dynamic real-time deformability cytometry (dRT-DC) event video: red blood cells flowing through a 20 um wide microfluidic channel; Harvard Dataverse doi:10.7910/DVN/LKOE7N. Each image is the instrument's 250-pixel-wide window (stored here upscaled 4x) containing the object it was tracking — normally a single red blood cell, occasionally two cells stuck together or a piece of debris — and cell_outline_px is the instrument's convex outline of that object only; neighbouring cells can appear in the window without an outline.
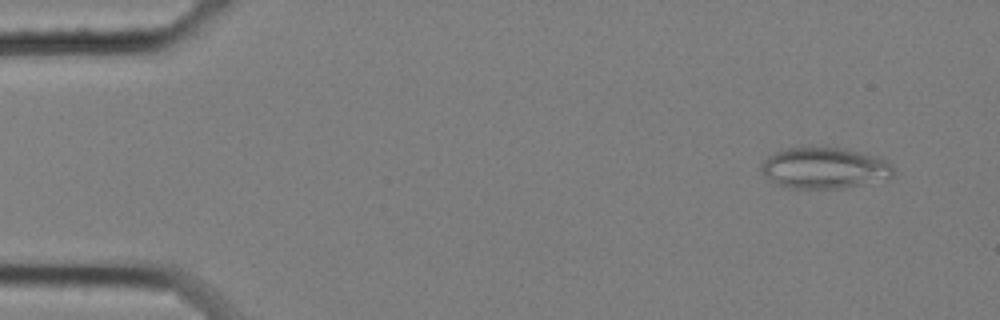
{"species": "common noctule bat (a hibernating species)", "species_latin": "Nyctalus noctula", "temperature_condition": "cold", "stored_images_in_passage": 58, "camera_frame_rate_fps": 3000, "um_per_image_px": 0.085, "animal": {"sex": "female", "body_mass_g": 25.1}, "frame": {"image": 1, "passage_image": 5, "time_ms": 1.333, "image_size_px": [1000, 320], "cell_outline_px": [[892, 176], [888, 180], [844, 188], [792, 188], [780, 184], [768, 176], [760, 168], [764, 160], [768, 156], [776, 152], [788, 148], [840, 148], [860, 152], [888, 160], [892, 164]], "centroid_in_image_um": [70.16, 14.29], "position_along_channel_um": 14.8, "area_um2": 31.21}}
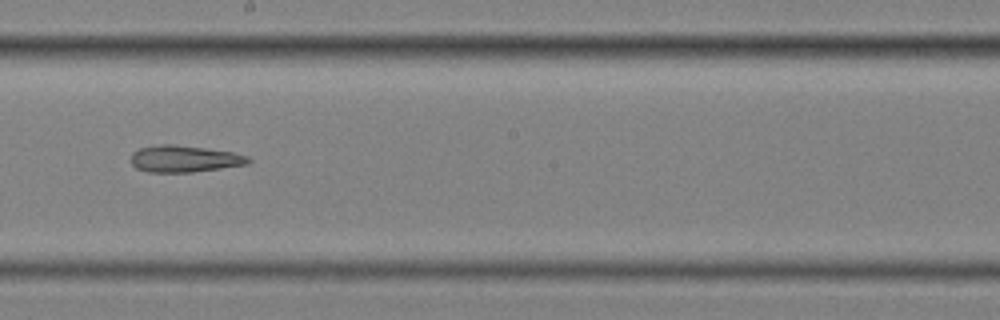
{"frame": {"image": 2, "passage_image": 33, "time_ms": 10.667, "image_size_px": [1000, 320], "cell_outline_px": [[252, 160], [248, 164], [192, 172], [148, 172], [136, 168], [132, 164], [132, 152], [140, 148], [160, 144], [172, 144], [204, 148], [232, 152], [248, 156]], "centroid_in_image_um": [15.67, 13.5], "position_along_channel_um": 232.5, "area_um2": 18.15}}
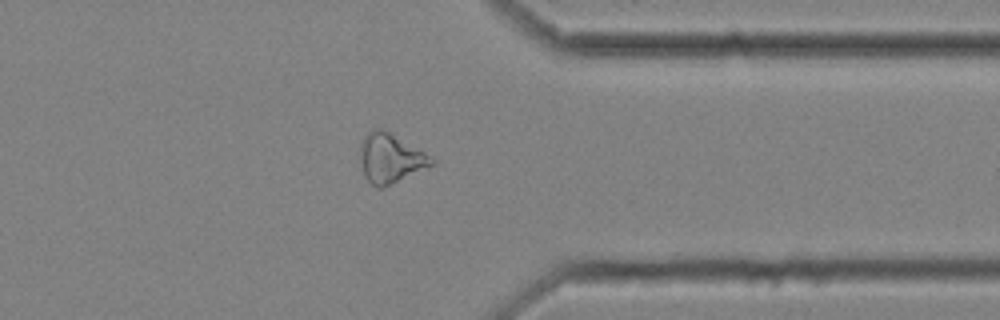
{"frame": {"image": 3, "passage_image": 46, "time_ms": 15.0, "image_size_px": [1000, 320], "cell_outline_px": [[436, 164], [380, 188], [376, 188], [364, 176], [360, 160], [360, 144], [364, 136], [372, 128], [384, 128], [424, 152], [436, 160]], "centroid_in_image_um": [33.17, 13.42], "position_along_channel_um": 378.2, "area_um2": 20.52}, "authors_computed_cell_mechanics": {"area_um2": 22.2241, "velocity_mm_per_s": 3.4843, "shape_relaxation_time_tau1_ms": null, "shape_relaxation_time_tau2_ms": 7.544, "deformation_change_tau1": null, "deformation_change_tau2": 0.2115}}